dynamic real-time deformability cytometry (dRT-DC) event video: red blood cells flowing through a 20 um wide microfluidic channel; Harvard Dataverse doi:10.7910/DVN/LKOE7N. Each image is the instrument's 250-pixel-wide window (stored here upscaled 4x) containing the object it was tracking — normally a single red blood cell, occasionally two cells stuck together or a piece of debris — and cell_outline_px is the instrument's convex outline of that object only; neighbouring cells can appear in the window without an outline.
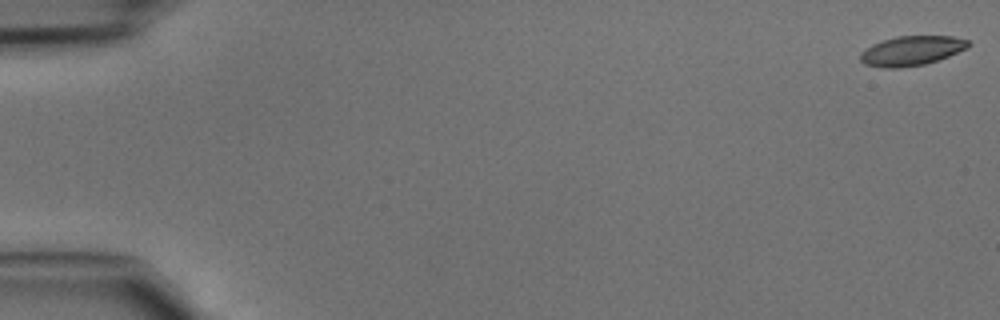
{"species": "common noctule bat (a hibernating species)", "species_latin": "Nyctalus noctula", "temperature_condition": "cold", "stored_images_in_passage": 47, "camera_frame_rate_fps": 3000, "um_per_image_px": 0.085, "animal": {"sex": "male", "body_mass_g": 15.6}, "frame": {"image": 1, "passage_image": 1, "time_ms": 0.0, "image_size_px": [1000, 320], "cell_outline_px": [[972, 44], [968, 48], [948, 56], [924, 64], [900, 68], [884, 68], [864, 64], [860, 60], [860, 52], [872, 44], [896, 36], [952, 36], [968, 40]], "centroid_in_image_um": [77.48, 4.31], "position_along_channel_um": 7.5, "area_um2": 18.61}}
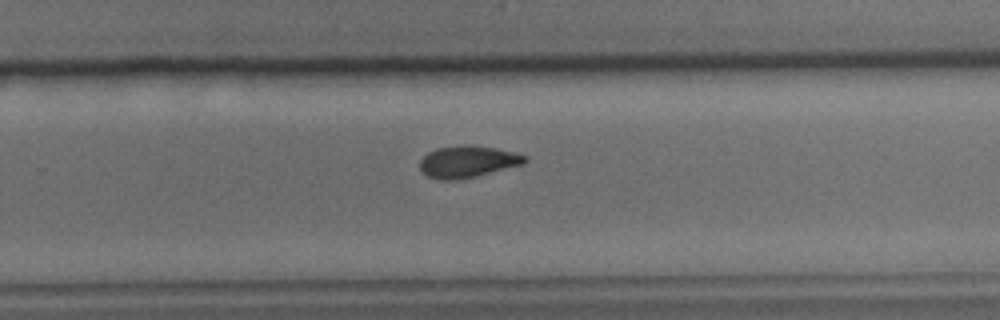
{"frame": {"image": 2, "passage_image": 31, "time_ms": 10.0, "image_size_px": [1000, 320], "cell_outline_px": [[528, 160], [524, 164], [476, 176], [456, 180], [440, 180], [428, 176], [420, 172], [420, 160], [428, 152], [436, 148], [464, 144], [496, 148], [528, 156]], "centroid_in_image_um": [39.74, 13.74], "position_along_channel_um": 290.1, "area_um2": 19.54}}
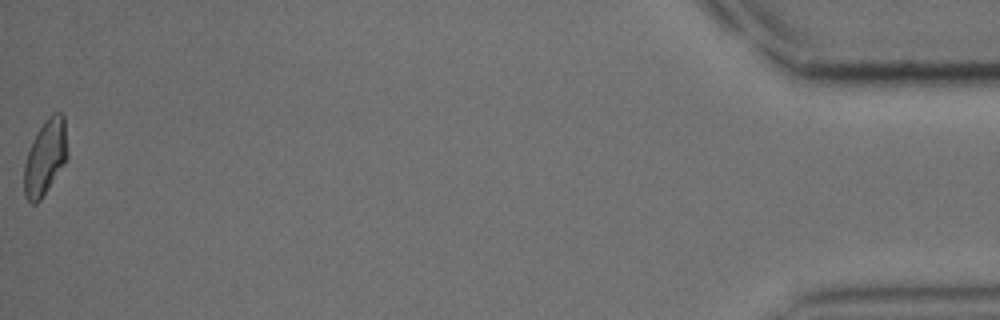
{"frame": {"image": 3, "passage_image": 47, "time_ms": 15.333, "image_size_px": [1000, 320], "cell_outline_px": [[68, 156], [64, 164], [40, 200], [36, 204], [32, 204], [24, 196], [24, 164], [28, 152], [44, 120], [52, 112], [60, 112], [64, 116], [68, 152]], "centroid_in_image_um": [3.86, 13.37], "position_along_channel_um": 431.3, "area_um2": 18.84}}